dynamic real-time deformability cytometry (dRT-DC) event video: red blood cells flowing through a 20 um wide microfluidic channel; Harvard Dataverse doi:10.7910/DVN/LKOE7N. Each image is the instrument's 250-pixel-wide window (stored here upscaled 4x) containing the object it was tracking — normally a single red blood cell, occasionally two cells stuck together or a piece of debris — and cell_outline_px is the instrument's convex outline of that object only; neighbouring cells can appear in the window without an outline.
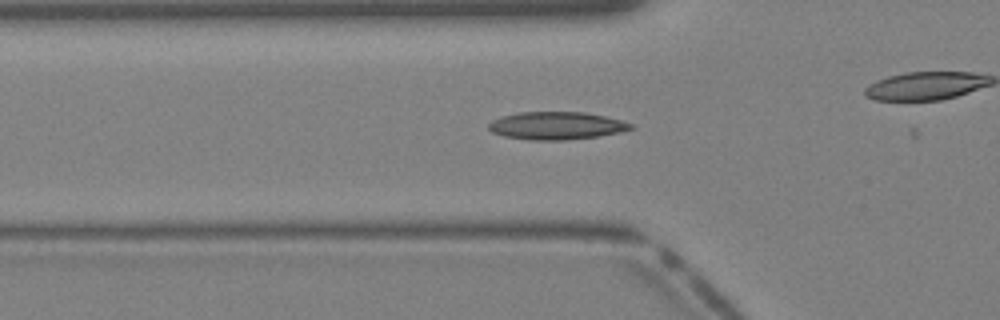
{"species": "Egyptian fruit bat (a non-hibernating species)", "species_latin": "Rousettus aegyptiacus", "temperature_condition": "warm", "stored_images_in_passage": 23, "camera_frame_rate_fps": 3000, "um_per_image_px": 0.085, "animal": {"sex": "female"}, "frame": {"image": 1, "passage_image": 4, "time_ms": 1.0, "image_size_px": [1000, 320], "cell_outline_px": [[636, 128], [620, 132], [600, 136], [564, 140], [532, 140], [504, 136], [492, 132], [488, 128], [488, 124], [492, 120], [500, 116], [520, 112], [584, 112], [604, 116], [620, 120], [632, 124]], "centroid_in_image_um": [47.29, 10.68], "position_along_channel_um": 78.5, "area_um2": 23.0}}
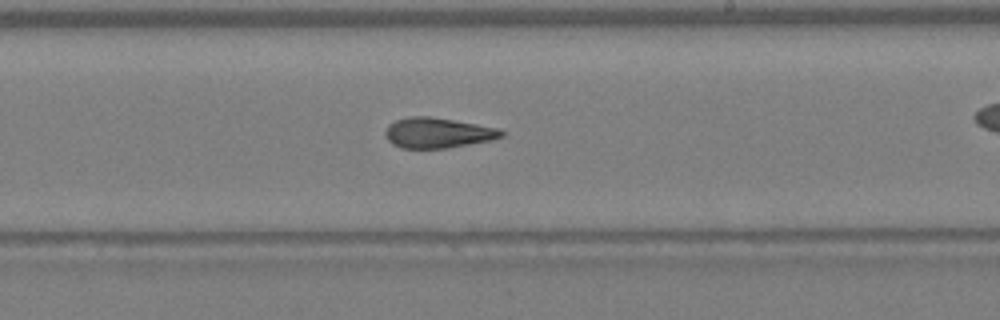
{"frame": {"image": 2, "passage_image": 14, "time_ms": 4.333, "image_size_px": [1000, 320], "cell_outline_px": [[504, 136], [492, 140], [448, 148], [400, 148], [392, 144], [388, 140], [384, 132], [388, 124], [396, 120], [408, 116], [432, 116], [476, 124], [496, 128], [504, 132]], "centroid_in_image_um": [37.17, 11.29], "position_along_channel_um": 251.8, "area_um2": 20.58}}
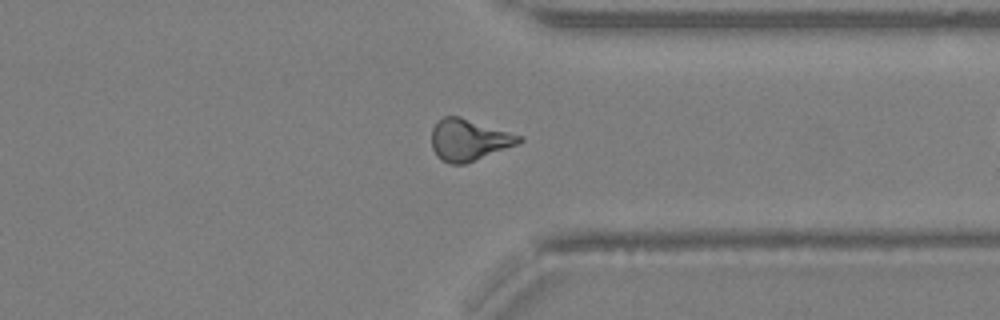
{"frame": {"image": 3, "passage_image": 21, "time_ms": 6.667, "image_size_px": [1000, 320], "cell_outline_px": [[524, 140], [516, 144], [464, 164], [448, 164], [436, 156], [432, 148], [432, 128], [444, 116], [460, 116], [524, 136]], "centroid_in_image_um": [39.84, 11.88], "position_along_channel_um": 371.6, "area_um2": 21.04}}